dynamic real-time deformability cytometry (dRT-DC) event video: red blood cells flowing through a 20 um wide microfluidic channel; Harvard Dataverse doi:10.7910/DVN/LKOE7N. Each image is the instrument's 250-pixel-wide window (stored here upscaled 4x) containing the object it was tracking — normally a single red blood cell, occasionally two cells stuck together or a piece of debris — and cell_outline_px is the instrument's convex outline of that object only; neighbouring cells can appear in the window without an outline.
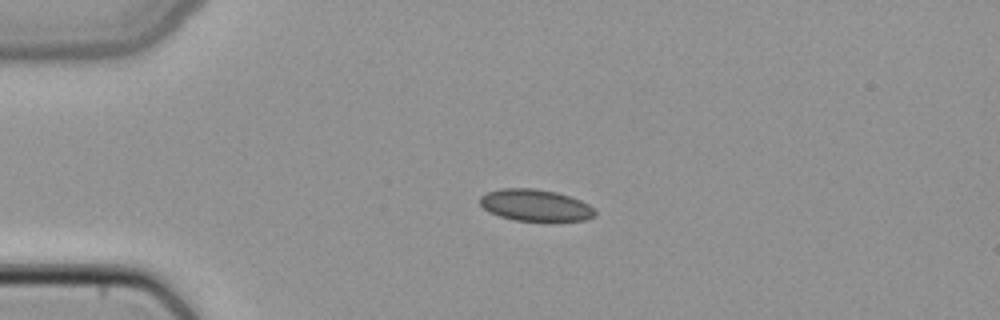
{"species": "common noctule bat (a hibernating species)", "species_latin": "Nyctalus noctula", "temperature_condition": "cold", "stored_images_in_passage": 5, "camera_frame_rate_fps": 3000, "um_per_image_px": 0.085, "animal": {"sex": "female", "body_mass_g": 22.7, "forearm_length_mm": 54.2}, "frame": {"image": 1, "passage_image": 2, "time_ms": 0.333, "image_size_px": [1000, 320], "cell_outline_px": [[596, 216], [588, 220], [516, 220], [500, 216], [488, 212], [480, 204], [480, 196], [488, 192], [500, 188], [532, 188], [556, 192], [580, 200], [588, 204], [596, 212]], "centroid_in_image_um": [45.49, 17.44], "position_along_channel_um": 39.5, "area_um2": 21.04}}
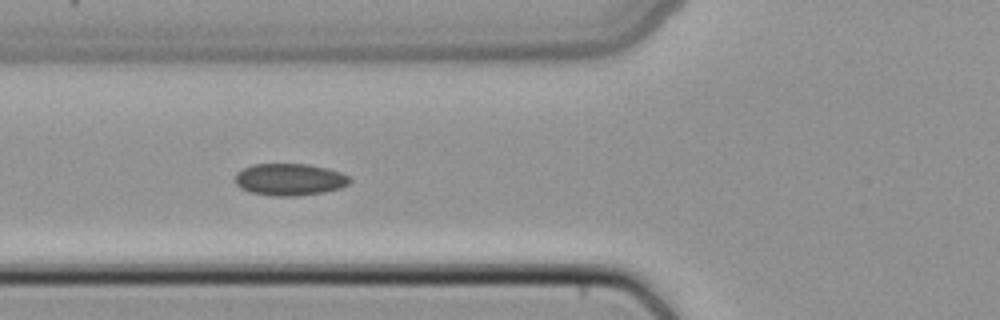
{"frame": {"image": 2, "passage_image": 4, "time_ms": 1.0, "image_size_px": [1000, 320], "cell_outline_px": [[352, 180], [348, 184], [340, 188], [324, 192], [296, 196], [272, 196], [248, 192], [240, 188], [236, 184], [236, 172], [252, 164], [308, 164], [328, 168], [340, 172], [348, 176]], "centroid_in_image_um": [24.61, 15.26], "position_along_channel_um": 101.2, "area_um2": 21.5}}